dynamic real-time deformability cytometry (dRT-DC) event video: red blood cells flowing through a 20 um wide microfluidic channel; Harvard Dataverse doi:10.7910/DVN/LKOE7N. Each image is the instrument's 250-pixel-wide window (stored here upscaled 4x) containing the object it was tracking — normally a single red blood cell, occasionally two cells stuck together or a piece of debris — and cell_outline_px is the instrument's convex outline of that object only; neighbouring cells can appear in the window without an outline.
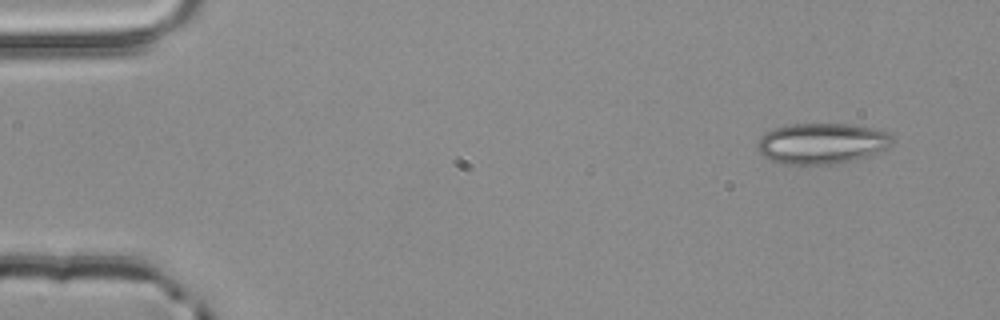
{"species": "common noctule bat (a hibernating species)", "species_latin": "Nyctalus noctula", "temperature_condition": "room temperature", "stored_images_in_passage": 3, "camera_frame_rate_fps": 3000, "um_per_image_px": 0.085, "animal": {"sex": "male", "body_mass_g": 20.4}, "frame": {"image": 1, "passage_image": 1, "time_ms": 0.0, "image_size_px": [1000, 320], "cell_outline_px": [[892, 144], [884, 152], [836, 164], [784, 164], [772, 160], [764, 156], [756, 148], [756, 144], [760, 136], [764, 132], [776, 128], [792, 124], [848, 124], [872, 128], [888, 132], [892, 136]], "centroid_in_image_um": [69.87, 12.19], "position_along_channel_um": 15.1, "area_um2": 32.25}}
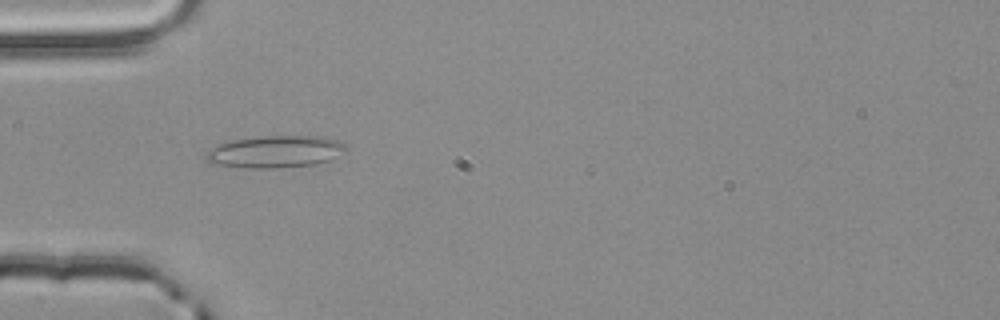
{"frame": {"image": 2, "passage_image": 3, "time_ms": 0.667, "image_size_px": [1000, 320], "cell_outline_px": [[344, 148], [328, 160], [316, 164], [276, 168], [252, 168], [212, 164], [204, 156], [208, 148], [232, 140], [260, 136], [328, 136], [344, 144]], "centroid_in_image_um": [23.31, 12.88], "position_along_channel_um": 61.7, "area_um2": 25.89}}